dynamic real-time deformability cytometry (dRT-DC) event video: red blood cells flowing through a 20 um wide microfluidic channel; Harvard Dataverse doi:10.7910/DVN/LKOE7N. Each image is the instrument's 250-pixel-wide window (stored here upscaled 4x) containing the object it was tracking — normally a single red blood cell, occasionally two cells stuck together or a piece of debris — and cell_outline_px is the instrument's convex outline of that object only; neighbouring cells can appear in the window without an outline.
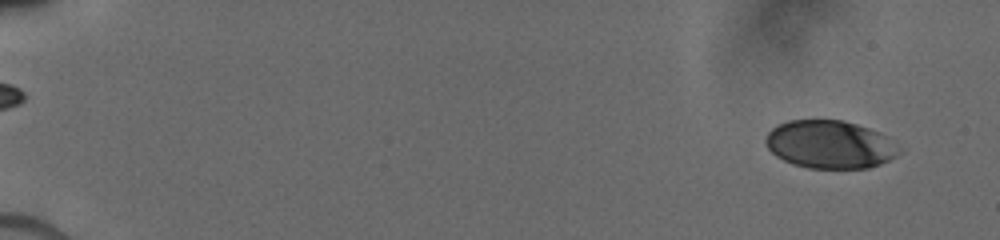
{"species": "human", "species_latin": "Homo sapiens", "temperature_condition": "cold", "stored_images_in_passage": 51, "camera_frame_rate_fps": 3000, "um_per_image_px": 0.085, "donor": {"sex": "male"}, "frame": {"image": 1, "passage_image": 2, "time_ms": 0.667, "image_size_px": [1000, 240], "cell_outline_px": [[900, 152], [896, 156], [880, 164], [868, 168], [808, 168], [792, 164], [776, 156], [768, 148], [764, 140], [768, 132], [776, 124], [788, 120], [844, 120], [868, 128], [876, 132]], "centroid_in_image_um": [70.42, 12.28], "position_along_channel_um": 14.6, "area_um2": 36.7}}
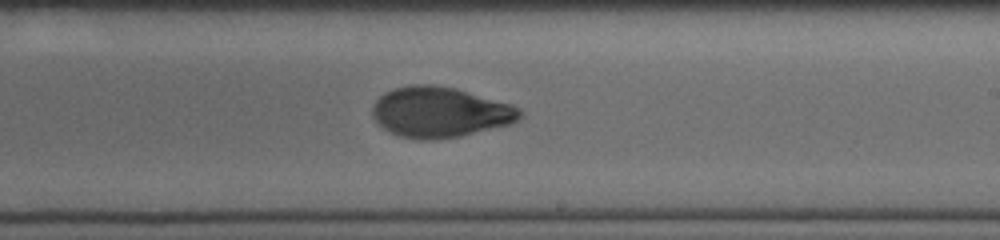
{"frame": {"image": 2, "passage_image": 28, "time_ms": 10.667, "image_size_px": [1000, 240], "cell_outline_px": [[524, 112], [516, 120], [508, 124], [460, 136], [432, 140], [420, 140], [400, 136], [388, 132], [372, 116], [372, 104], [384, 92], [392, 88], [408, 84], [432, 84], [456, 88], [512, 104], [520, 108]], "centroid_in_image_um": [37.36, 9.52], "position_along_channel_um": 251.6, "area_um2": 43.52}}
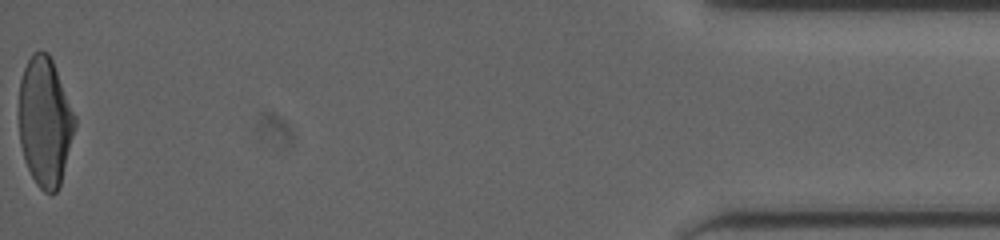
{"frame": {"image": 3, "passage_image": 51, "time_ms": 17.0, "image_size_px": [1000, 240], "cell_outline_px": [[76, 124], [60, 184], [56, 192], [52, 196], [44, 192], [36, 184], [24, 160], [20, 144], [20, 80], [24, 68], [32, 52], [48, 52], [52, 60], [76, 116]], "centroid_in_image_um": [3.82, 10.37], "position_along_channel_um": 431.4, "area_um2": 41.73}}